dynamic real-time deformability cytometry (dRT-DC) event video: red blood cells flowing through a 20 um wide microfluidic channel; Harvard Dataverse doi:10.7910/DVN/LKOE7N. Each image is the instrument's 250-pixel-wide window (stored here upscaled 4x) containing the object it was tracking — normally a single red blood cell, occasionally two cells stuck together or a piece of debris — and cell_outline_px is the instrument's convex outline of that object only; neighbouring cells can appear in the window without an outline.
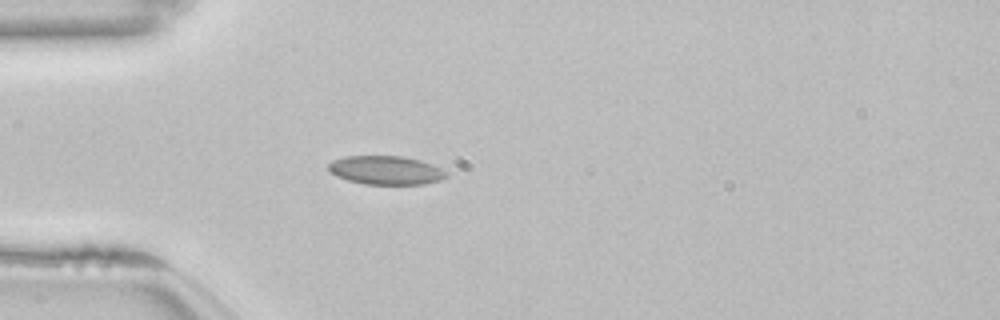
{"species": "common noctule bat (a hibernating species)", "species_latin": "Nyctalus noctula", "temperature_condition": "room temperature", "stored_images_in_passage": 39, "camera_frame_rate_fps": 3000, "um_per_image_px": 0.085, "animal": {"sex": "female", "body_mass_g": 22.7, "forearm_length_mm": 54.2}, "frame": {"image": 1, "passage_image": 1, "time_ms": 0.0, "image_size_px": [1000, 320], "cell_outline_px": [[448, 176], [440, 180], [424, 184], [364, 184], [348, 180], [336, 176], [328, 168], [328, 164], [332, 160], [344, 156], [400, 156], [420, 160], [432, 164], [448, 172]], "centroid_in_image_um": [32.8, 14.47], "position_along_channel_um": 52.2, "area_um2": 19.71}, "authors_computed_cell_mechanics": {"area_um2": 19.3052, "velocity_mm_per_s": 3.842, "shape_relaxation_time_tau1_ms": null, "shape_relaxation_time_tau2_ms": 1.9982, "deformation_change_tau1": null, "deformation_change_tau2": 0.0646}}